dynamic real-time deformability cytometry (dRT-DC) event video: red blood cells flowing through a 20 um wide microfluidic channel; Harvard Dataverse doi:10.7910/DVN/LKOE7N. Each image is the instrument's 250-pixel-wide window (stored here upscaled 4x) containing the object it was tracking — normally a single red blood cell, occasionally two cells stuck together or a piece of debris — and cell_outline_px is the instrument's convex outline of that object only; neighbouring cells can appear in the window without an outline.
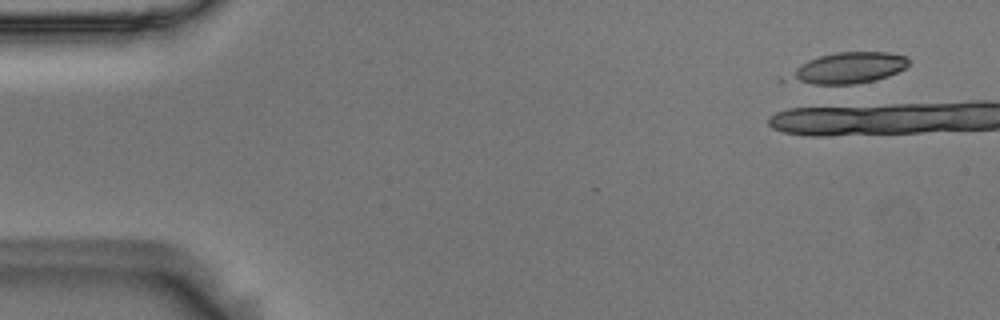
{"species": "Egyptian fruit bat (a non-hibernating species)", "species_latin": "Rousettus aegyptiacus", "temperature_condition": "room temperature", "stored_images_in_passage": 1, "camera_frame_rate_fps": 3000, "um_per_image_px": 0.085, "animal": {"sex": "male"}, "frame": {"image": 1, "passage_image": 1, "time_ms": 0.0, "image_size_px": [1000, 320], "cell_outline_px": [[908, 64], [904, 68], [888, 76], [876, 80], [856, 84], [812, 84], [788, 76], [796, 68], [808, 60], [820, 56], [836, 52], [888, 52], [908, 56]], "centroid_in_image_um": [72.22, 5.76], "position_along_channel_um": 12.8, "area_um2": 21.1}}